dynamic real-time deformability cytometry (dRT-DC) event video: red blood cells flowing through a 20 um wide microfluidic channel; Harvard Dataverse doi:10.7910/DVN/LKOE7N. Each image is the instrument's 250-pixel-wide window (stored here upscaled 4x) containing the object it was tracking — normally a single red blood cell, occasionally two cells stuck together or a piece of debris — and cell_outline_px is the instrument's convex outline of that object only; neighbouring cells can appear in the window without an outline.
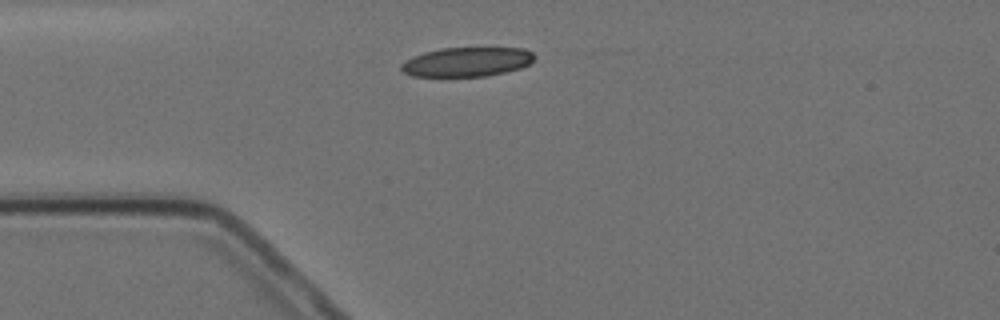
{"species": "Egyptian fruit bat (a non-hibernating species)", "species_latin": "Rousettus aegyptiacus", "temperature_condition": "cold", "stored_images_in_passage": 1, "camera_frame_rate_fps": 3000, "um_per_image_px": 0.085, "animal": {"sex": "female"}, "frame": {"image": 1, "passage_image": 1, "time_ms": 0.0, "image_size_px": [1000, 320], "cell_outline_px": [[536, 56], [528, 64], [520, 68], [504, 72], [484, 76], [412, 76], [404, 72], [400, 68], [400, 64], [424, 52], [440, 48], [524, 48], [532, 52]], "centroid_in_image_um": [39.7, 5.25], "position_along_channel_um": 45.3, "area_um2": 22.48}}